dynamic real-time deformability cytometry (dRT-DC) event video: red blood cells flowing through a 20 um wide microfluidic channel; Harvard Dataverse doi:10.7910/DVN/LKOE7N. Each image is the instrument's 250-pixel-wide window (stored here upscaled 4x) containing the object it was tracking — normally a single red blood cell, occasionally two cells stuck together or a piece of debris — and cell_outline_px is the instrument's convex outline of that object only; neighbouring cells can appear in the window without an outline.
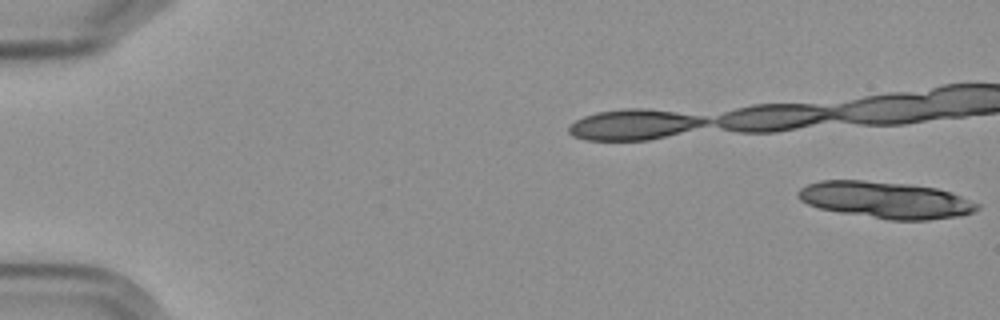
{"species": "Egyptian fruit bat (a non-hibernating species)", "species_latin": "Rousettus aegyptiacus", "temperature_condition": "cold", "stored_images_in_passage": 8, "camera_frame_rate_fps": 3000, "um_per_image_px": 0.085, "frame": {"image": 1, "passage_image": 1, "time_ms": 0.0, "image_size_px": [1000, 320], "cell_outline_px": [[980, 208], [972, 212], [960, 216], [928, 220], [888, 220], [840, 212], [820, 208], [808, 204], [800, 200], [796, 196], [796, 192], [800, 188], [808, 184], [820, 180], [864, 180], [912, 184], [936, 188], [952, 192], [980, 204]], "centroid_in_image_um": [75.29, 16.99], "position_along_channel_um": 9.7, "area_um2": 38.55}}
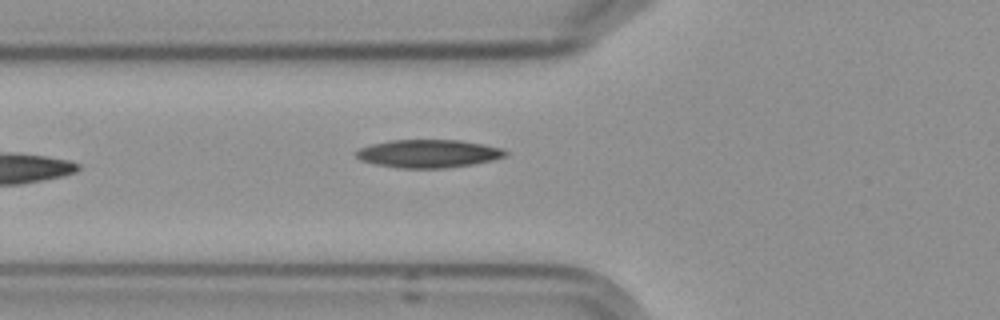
{"frame": {"image": 2, "passage_image": 8, "time_ms": 8.0, "image_size_px": [1000, 320], "cell_outline_px": [[508, 152], [504, 156], [492, 160], [472, 164], [444, 168], [400, 168], [376, 164], [360, 160], [356, 156], [356, 152], [360, 148], [372, 144], [392, 140], [460, 140], [484, 144], [500, 148]], "centroid_in_image_um": [36.41, 13.05], "position_along_channel_um": 89.4, "area_um2": 24.16}}